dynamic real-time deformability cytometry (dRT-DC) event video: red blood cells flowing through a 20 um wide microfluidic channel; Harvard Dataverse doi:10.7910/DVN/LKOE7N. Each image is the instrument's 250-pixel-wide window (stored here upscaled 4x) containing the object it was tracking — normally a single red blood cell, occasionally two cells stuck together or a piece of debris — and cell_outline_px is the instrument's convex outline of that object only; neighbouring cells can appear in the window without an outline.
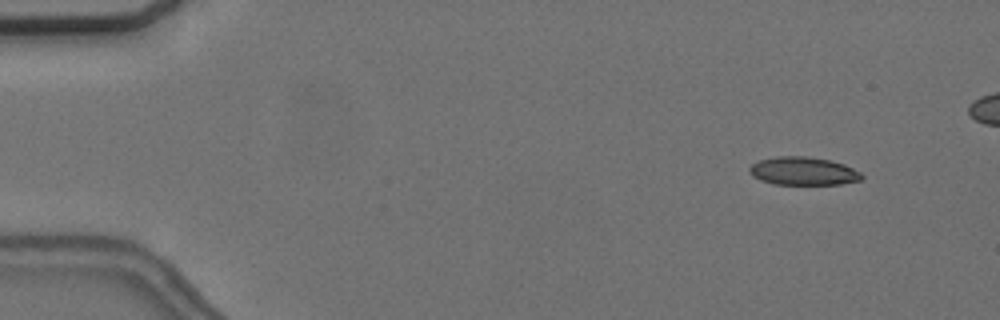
{"species": "common noctule bat (a hibernating species)", "species_latin": "Nyctalus noctula", "temperature_condition": "cold", "stored_images_in_passage": 9, "camera_frame_rate_fps": 3000, "um_per_image_px": 0.085, "animal": {"sex": "female", "body_mass_g": 24.6, "forearm_length_mm": 56.2}, "frame": {"image": 1, "passage_image": 2, "time_ms": 1.0, "image_size_px": [1000, 320], "cell_outline_px": [[864, 176], [860, 180], [840, 184], [772, 184], [760, 180], [752, 176], [748, 172], [748, 168], [752, 164], [760, 160], [776, 156], [808, 156], [828, 160], [844, 164], [860, 172]], "centroid_in_image_um": [68.24, 14.54], "position_along_channel_um": 16.8, "area_um2": 18.44}}